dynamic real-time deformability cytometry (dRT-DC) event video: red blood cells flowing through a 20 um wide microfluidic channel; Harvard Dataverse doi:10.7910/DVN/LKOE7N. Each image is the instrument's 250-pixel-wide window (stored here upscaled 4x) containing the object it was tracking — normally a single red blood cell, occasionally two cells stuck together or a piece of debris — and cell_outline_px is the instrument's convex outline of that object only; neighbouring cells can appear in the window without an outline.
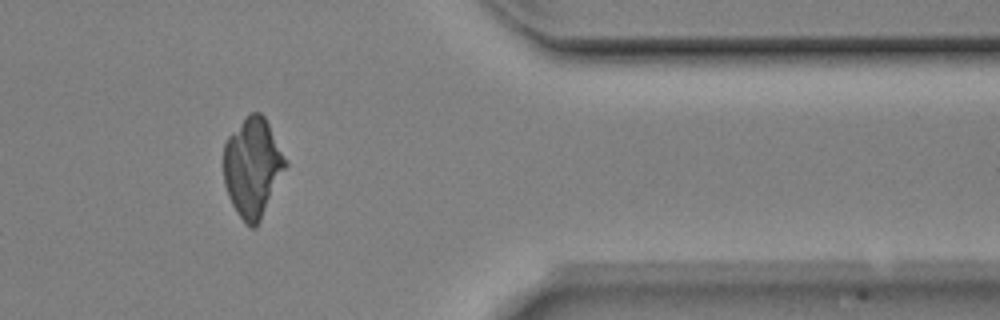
{"species": "Egyptian fruit bat (a non-hibernating species)", "species_latin": "Rousettus aegyptiacus", "temperature_condition": "room temperature", "stored_images_in_passage": 51, "camera_frame_rate_fps": 3000, "um_per_image_px": 0.085, "animal": {"sex": "male"}, "frame": {"image": 1, "passage_image": 42, "time_ms": 13.667, "image_size_px": [1000, 320], "cell_outline_px": [[288, 164], [256, 228], [252, 228], [236, 212], [228, 196], [224, 184], [224, 144], [228, 136], [252, 112], [260, 112], [264, 116]], "centroid_in_image_um": [21.46, 14.24], "position_along_channel_um": 389.9, "area_um2": 35.03}}
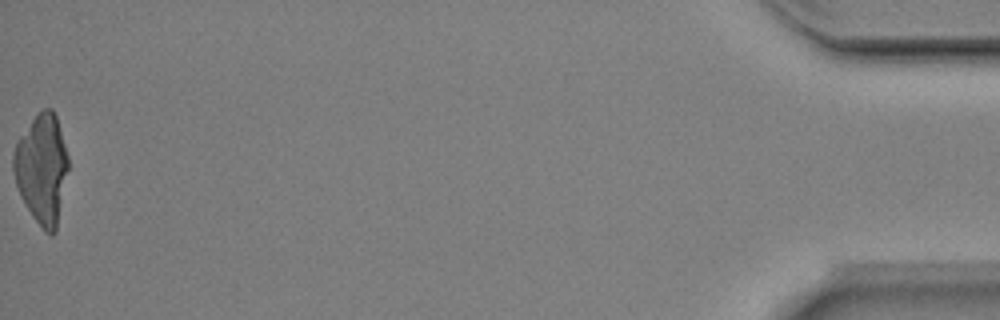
{"frame": {"image": 2, "passage_image": 51, "time_ms": 16.667, "image_size_px": [1000, 320], "cell_outline_px": [[68, 168], [56, 232], [52, 236], [44, 232], [32, 216], [20, 196], [16, 184], [12, 168], [12, 156], [16, 144], [20, 136], [32, 120], [44, 108], [52, 108], [56, 116], [68, 156]], "centroid_in_image_um": [3.55, 14.39], "position_along_channel_um": 431.6, "area_um2": 34.85}}